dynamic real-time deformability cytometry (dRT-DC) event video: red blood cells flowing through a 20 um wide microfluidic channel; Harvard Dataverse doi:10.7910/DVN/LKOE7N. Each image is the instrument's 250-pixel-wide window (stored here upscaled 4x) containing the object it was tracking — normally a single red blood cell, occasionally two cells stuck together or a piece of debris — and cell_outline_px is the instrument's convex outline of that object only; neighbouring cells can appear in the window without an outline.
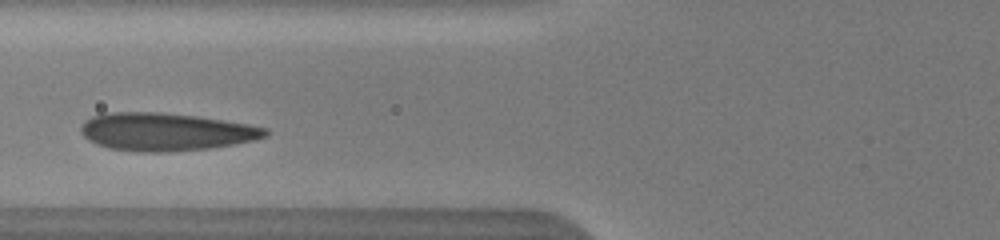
{"species": "human", "species_latin": "Homo sapiens", "temperature_condition": "warm", "stored_images_in_passage": 33, "camera_frame_rate_fps": 3000, "um_per_image_px": 0.085, "donor": {"sex": "male"}, "frame": {"image": 1, "passage_image": 6, "time_ms": 1.667, "image_size_px": [1000, 240], "cell_outline_px": [[268, 136], [252, 140], [232, 144], [208, 148], [168, 152], [140, 152], [108, 148], [96, 144], [88, 140], [80, 132], [80, 128], [84, 120], [92, 116], [104, 112], [160, 112], [196, 116], [248, 124], [268, 128]], "centroid_in_image_um": [14.03, 11.2], "position_along_channel_um": 111.8, "area_um2": 40.75}, "authors_computed_cell_mechanics": {"area_um2": 39.1306, "velocity_mm_per_s": 3.902, "shape_relaxation_time_tau1_ms": 1.9815, "shape_relaxation_time_tau2_ms": null, "deformation_change_tau1": 0.1144, "deformation_change_tau2": null}}